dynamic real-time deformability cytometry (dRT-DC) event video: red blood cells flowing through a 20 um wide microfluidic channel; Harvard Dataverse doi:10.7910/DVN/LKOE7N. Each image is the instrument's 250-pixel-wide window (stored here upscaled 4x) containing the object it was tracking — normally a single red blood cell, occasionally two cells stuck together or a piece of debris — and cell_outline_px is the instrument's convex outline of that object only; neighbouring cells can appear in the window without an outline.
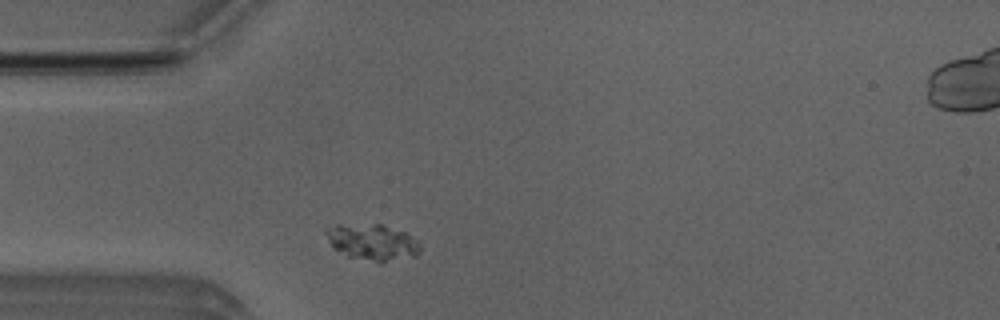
{"species": "Egyptian fruit bat (a non-hibernating species)", "species_latin": "Rousettus aegyptiacus", "temperature_condition": "room temperature", "stored_images_in_passage": 1, "camera_frame_rate_fps": 3000, "um_per_image_px": 0.085, "animal": {"sex": "male"}, "frame": {"image": 1, "passage_image": 1, "time_ms": 0.0, "image_size_px": [1000, 320], "cell_outline_px": [[420, 252], [416, 256], [380, 264], [348, 256], [336, 248], [328, 240], [324, 232], [336, 224], [384, 224], [404, 232], [420, 240]], "centroid_in_image_um": [31.73, 20.6], "position_along_channel_um": 53.3, "area_um2": 20.17}}